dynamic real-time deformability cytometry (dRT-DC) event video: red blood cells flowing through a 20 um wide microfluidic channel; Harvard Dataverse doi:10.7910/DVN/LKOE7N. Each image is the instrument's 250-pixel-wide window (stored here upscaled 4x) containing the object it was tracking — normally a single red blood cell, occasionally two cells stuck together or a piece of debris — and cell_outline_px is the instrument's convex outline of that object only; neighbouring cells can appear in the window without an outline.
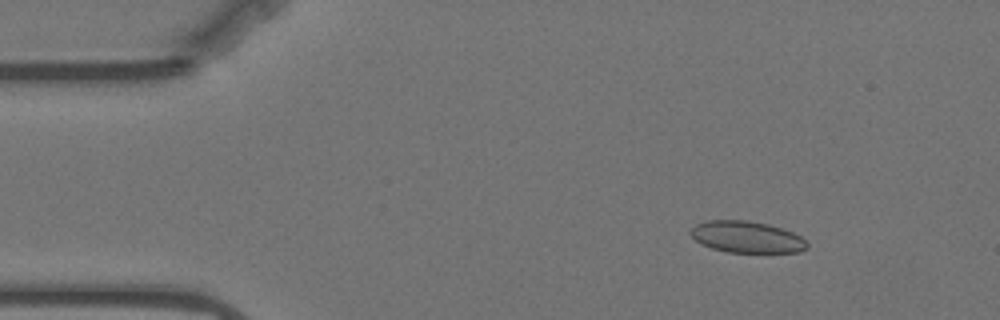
{"species": "Egyptian fruit bat (a non-hibernating species)", "species_latin": "Rousettus aegyptiacus", "temperature_condition": "warm", "stored_images_in_passage": 53, "camera_frame_rate_fps": 3000, "um_per_image_px": 0.085, "animal": {"sex": "female"}, "frame": {"image": 1, "passage_image": 3, "time_ms": 0.667, "image_size_px": [1000, 320], "cell_outline_px": [[808, 248], [800, 252], [728, 252], [712, 248], [700, 244], [688, 232], [696, 224], [708, 220], [748, 220], [768, 224], [792, 232], [800, 236], [808, 244]], "centroid_in_image_um": [63.46, 20.14], "position_along_channel_um": 21.5, "area_um2": 21.39}}
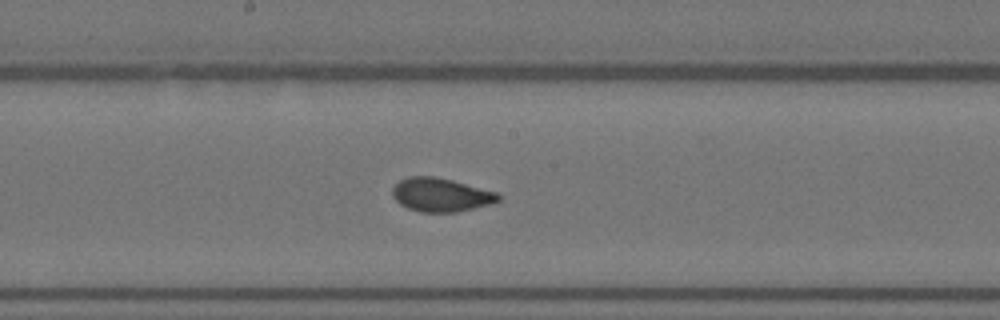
{"frame": {"image": 2, "passage_image": 25, "time_ms": 8.0, "image_size_px": [1000, 320], "cell_outline_px": [[500, 200], [492, 204], [456, 212], [420, 212], [408, 208], [400, 204], [392, 196], [392, 188], [400, 180], [408, 176], [436, 176], [452, 180], [496, 192], [500, 196]], "centroid_in_image_um": [37.46, 16.56], "position_along_channel_um": 210.7, "area_um2": 20.75}}
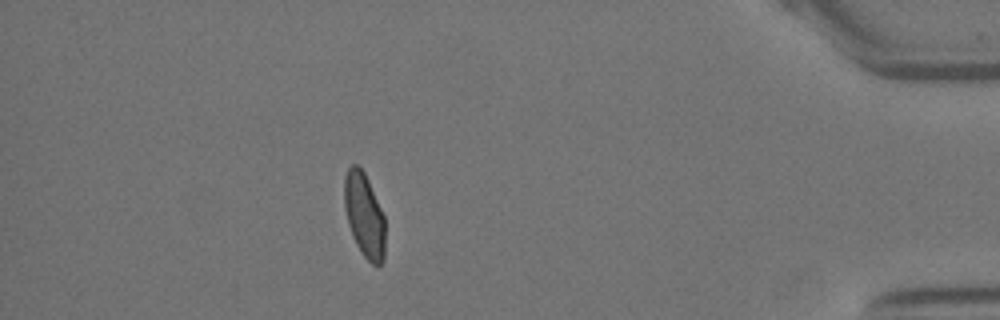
{"frame": {"image": 3, "passage_image": 46, "time_ms": 15.0, "image_size_px": [1000, 320], "cell_outline_px": [[384, 260], [380, 264], [372, 264], [364, 256], [356, 244], [352, 236], [348, 224], [344, 208], [344, 176], [348, 168], [352, 164], [356, 164], [364, 172], [368, 180], [384, 216]], "centroid_in_image_um": [30.94, 18.28], "position_along_channel_um": 404.3, "area_um2": 19.94}}